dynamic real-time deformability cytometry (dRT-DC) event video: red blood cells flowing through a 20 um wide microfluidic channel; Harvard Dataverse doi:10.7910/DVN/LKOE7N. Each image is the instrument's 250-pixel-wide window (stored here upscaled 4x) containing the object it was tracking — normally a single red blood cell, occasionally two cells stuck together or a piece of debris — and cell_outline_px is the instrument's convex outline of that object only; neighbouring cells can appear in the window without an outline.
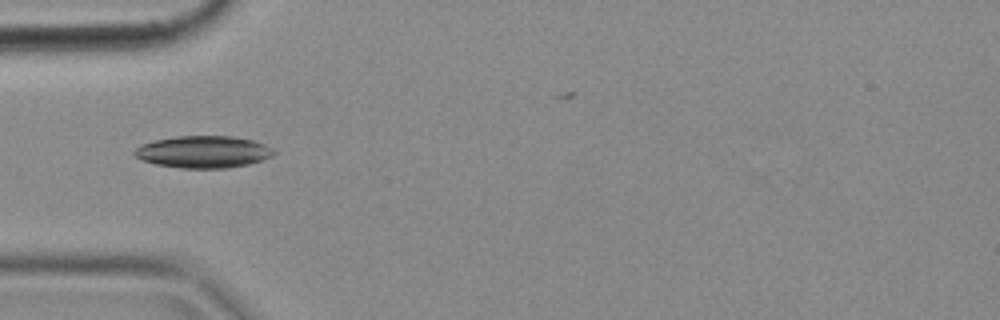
{"species": "common noctule bat (a hibernating species)", "species_latin": "Nyctalus noctula", "temperature_condition": "cold", "stored_images_in_passage": 13, "camera_frame_rate_fps": 3000, "um_per_image_px": 0.085, "animal": {"sex": "female", "body_mass_g": 18.4}, "frame": {"image": 1, "passage_image": 3, "time_ms": 0.667, "image_size_px": [1000, 320], "cell_outline_px": [[276, 152], [272, 156], [248, 164], [224, 168], [180, 168], [156, 164], [144, 160], [136, 156], [132, 152], [136, 148], [144, 144], [156, 140], [176, 136], [232, 136], [252, 140], [264, 144], [272, 148]], "centroid_in_image_um": [17.3, 12.9], "position_along_channel_um": 67.7, "area_um2": 25.72}}